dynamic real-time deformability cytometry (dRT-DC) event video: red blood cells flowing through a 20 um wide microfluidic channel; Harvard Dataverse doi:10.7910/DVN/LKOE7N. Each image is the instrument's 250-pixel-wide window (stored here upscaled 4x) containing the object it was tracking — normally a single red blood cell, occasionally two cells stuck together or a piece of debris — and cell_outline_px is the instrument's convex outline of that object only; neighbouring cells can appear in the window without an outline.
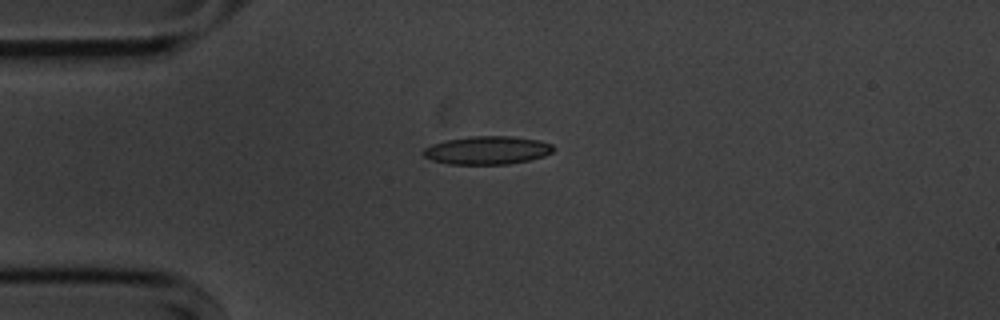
{"species": "common noctule bat (a hibernating species)", "species_latin": "Nyctalus noctula", "temperature_condition": "cold", "stored_images_in_passage": 43, "camera_frame_rate_fps": 3000, "um_per_image_px": 0.085, "animal": {"sex": "male", "body_mass_g": 20.1, "forearm_length_mm": 53.5}, "frame": {"image": 1, "passage_image": 1, "time_ms": 0.0, "image_size_px": [1000, 320], "cell_outline_px": [[556, 148], [552, 152], [544, 156], [528, 160], [508, 164], [448, 164], [432, 160], [424, 156], [420, 152], [424, 148], [432, 144], [448, 140], [472, 136], [512, 136], [540, 140], [552, 144]], "centroid_in_image_um": [41.43, 12.77], "position_along_channel_um": 43.6, "area_um2": 21.44}}
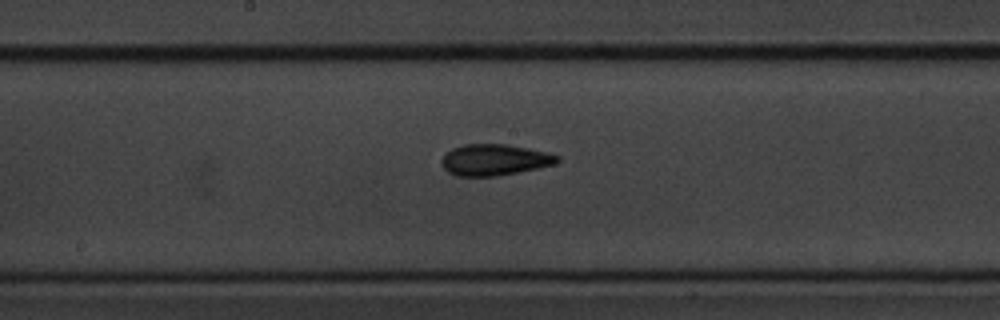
{"frame": {"image": 2, "passage_image": 16, "time_ms": 5.0, "image_size_px": [1000, 320], "cell_outline_px": [[560, 160], [556, 164], [496, 176], [456, 176], [448, 172], [444, 168], [440, 160], [452, 148], [464, 144], [508, 144], [528, 148], [560, 156]], "centroid_in_image_um": [42.02, 13.58], "position_along_channel_um": 206.2, "area_um2": 20.92}}
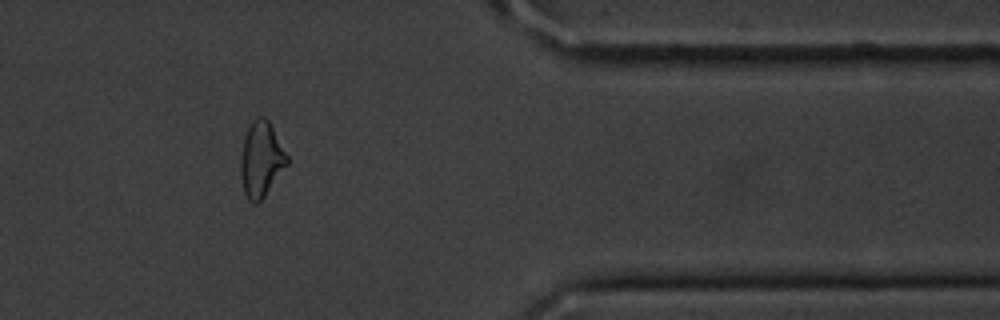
{"frame": {"image": 3, "passage_image": 33, "time_ms": 10.667, "image_size_px": [1000, 320], "cell_outline_px": [[288, 164], [264, 196], [256, 204], [252, 204], [248, 200], [244, 192], [240, 176], [240, 160], [244, 140], [248, 128], [252, 120], [260, 116], [264, 116], [268, 120], [288, 156]], "centroid_in_image_um": [22.19, 13.56], "position_along_channel_um": 389.2, "area_um2": 20.17}, "authors_computed_cell_mechanics": {"area_um2": 20.519, "velocity_mm_per_s": 3.5982, "shape_relaxation_time_tau1_ms": 4.4446, "shape_relaxation_time_tau2_ms": 2.921, "deformation_change_tau1": 0.1516, "deformation_change_tau2": 0.1186}}